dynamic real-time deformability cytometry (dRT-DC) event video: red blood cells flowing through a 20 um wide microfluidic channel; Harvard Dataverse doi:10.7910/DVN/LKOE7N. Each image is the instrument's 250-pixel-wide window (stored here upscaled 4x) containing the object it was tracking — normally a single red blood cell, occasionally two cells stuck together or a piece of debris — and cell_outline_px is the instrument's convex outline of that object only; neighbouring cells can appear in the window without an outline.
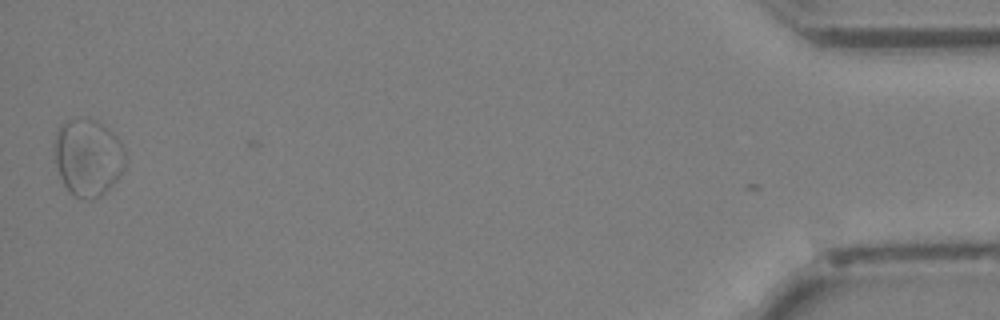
{"species": "Egyptian fruit bat (a non-hibernating species)", "species_latin": "Rousettus aegyptiacus", "temperature_condition": "cold", "stored_images_in_passage": 29, "segment_of_instrument_passage": [2, 2], "camera_frame_rate_fps": 3000, "um_per_image_px": 0.085, "animal": {"sex": "female"}, "frame": {"image": 1, "passage_image": 28, "time_ms": 9.0, "image_size_px": [1000, 320], "cell_outline_px": [[128, 160], [120, 176], [100, 196], [92, 196], [84, 120], [88, 116], [96, 120], [108, 128], [120, 140], [124, 148]], "centroid_in_image_um": [8.79, 13.27], "position_along_channel_um": 426.4, "area_um2": 15.84}}